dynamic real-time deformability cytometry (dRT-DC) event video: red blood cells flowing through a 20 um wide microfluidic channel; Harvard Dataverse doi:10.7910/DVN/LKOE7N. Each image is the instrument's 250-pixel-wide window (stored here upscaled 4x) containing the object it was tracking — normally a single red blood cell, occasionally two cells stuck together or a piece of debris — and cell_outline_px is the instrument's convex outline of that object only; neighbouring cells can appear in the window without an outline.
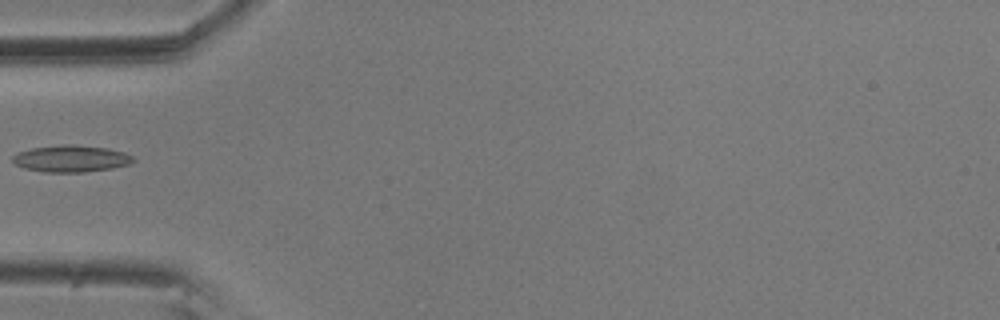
{"species": "common noctule bat (a hibernating species)", "species_latin": "Nyctalus noctula", "temperature_condition": "room temperature", "stored_images_in_passage": 7, "camera_frame_rate_fps": 3000, "um_per_image_px": 0.085, "animal": {"sex": "male", "body_mass_g": 20.5, "forearm_length_mm": 52.5}, "frame": {"image": 1, "passage_image": 6, "time_ms": 1.667, "image_size_px": [1000, 320], "cell_outline_px": [[136, 160], [128, 164], [112, 168], [84, 172], [44, 172], [24, 168], [16, 164], [12, 160], [12, 156], [16, 152], [32, 148], [64, 144], [72, 144], [108, 148], [124, 152], [132, 156]], "centroid_in_image_um": [6.03, 13.48], "position_along_channel_um": 79.0, "area_um2": 18.84}}
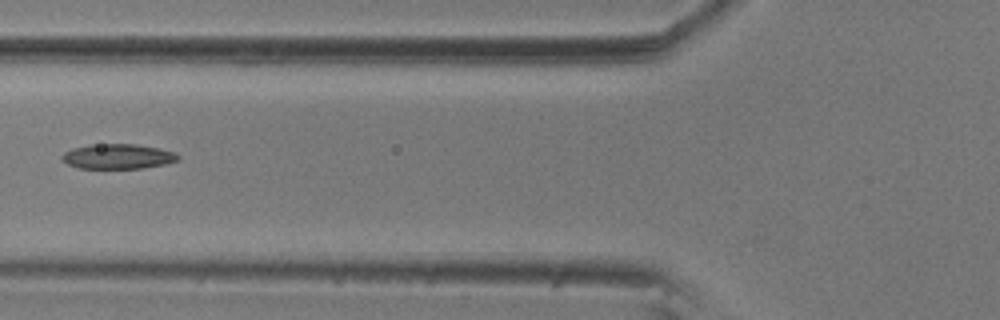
{"frame": {"image": 2, "passage_image": 7, "time_ms": 2.0, "image_size_px": [1000, 320], "cell_outline_px": [[180, 160], [164, 164], [144, 168], [80, 168], [68, 164], [60, 156], [64, 152], [72, 148], [88, 144], [136, 144], [160, 148], [176, 152], [180, 156]], "centroid_in_image_um": [10.05, 13.28], "position_along_channel_um": 115.7, "area_um2": 16.99}}